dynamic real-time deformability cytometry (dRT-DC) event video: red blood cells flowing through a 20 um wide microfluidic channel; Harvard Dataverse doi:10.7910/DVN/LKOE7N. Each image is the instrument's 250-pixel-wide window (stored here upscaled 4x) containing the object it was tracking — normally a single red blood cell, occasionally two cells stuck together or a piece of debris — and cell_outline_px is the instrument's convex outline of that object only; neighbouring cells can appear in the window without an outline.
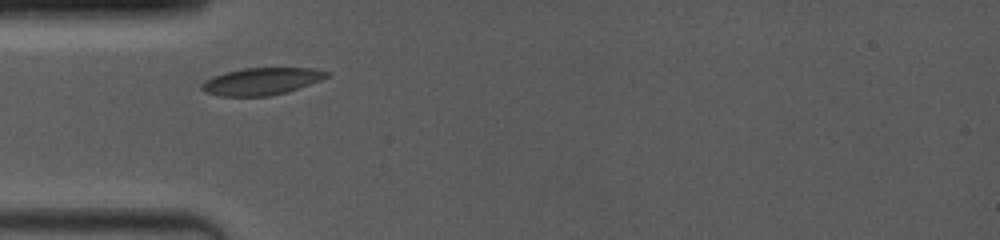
{"species": "common noctule bat (a hibernating species)", "species_latin": "Nyctalus noctula", "temperature_condition": "room temperature", "stored_images_in_passage": 11, "camera_frame_rate_fps": 4000, "um_per_image_px": 0.085, "animal": {"sex": "female", "body_mass_g": 19.0, "forearm_length_mm": 53.3}, "frame": {"image": 1, "passage_image": 1, "time_ms": 0.0, "image_size_px": [1000, 240], "cell_outline_px": [[332, 76], [288, 92], [268, 96], [220, 96], [204, 92], [200, 88], [200, 84], [204, 80], [212, 76], [244, 68], [312, 68], [332, 72]], "centroid_in_image_um": [22.25, 6.91], "position_along_channel_um": 62.7, "area_um2": 20.0}}
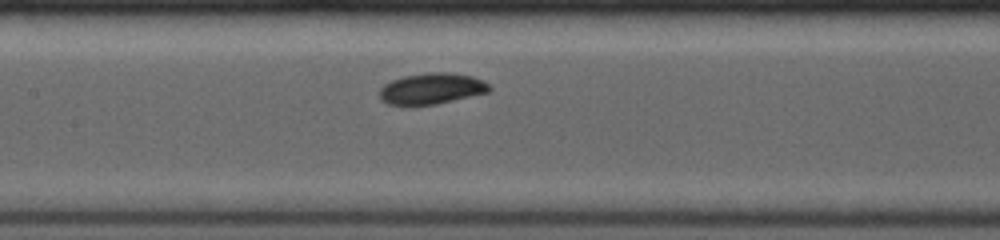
{"frame": {"image": 2, "passage_image": 7, "time_ms": 2.75, "image_size_px": [1000, 240], "cell_outline_px": [[492, 92], [436, 104], [408, 108], [388, 104], [380, 100], [380, 88], [384, 84], [392, 80], [404, 76], [428, 72], [452, 72], [472, 76], [488, 84], [492, 88]], "centroid_in_image_um": [36.66, 7.57], "position_along_channel_um": 170.7, "area_um2": 20.58}}
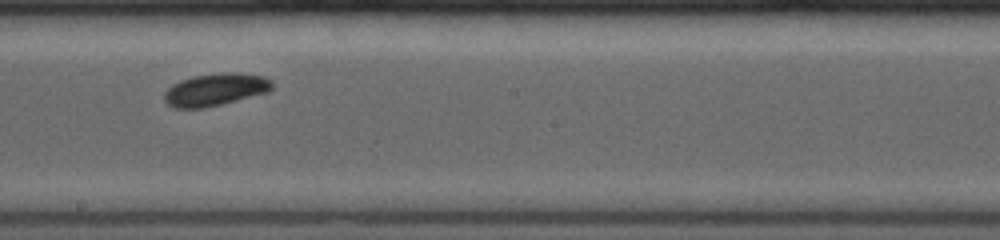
{"frame": {"image": 3, "passage_image": 10, "time_ms": 4.25, "image_size_px": [1000, 240], "cell_outline_px": [[272, 88], [268, 92], [204, 108], [172, 108], [164, 100], [164, 92], [172, 84], [180, 80], [192, 76], [224, 72], [236, 72], [264, 76], [272, 80]], "centroid_in_image_um": [18.29, 7.6], "position_along_channel_um": 229.9, "area_um2": 20.4}}